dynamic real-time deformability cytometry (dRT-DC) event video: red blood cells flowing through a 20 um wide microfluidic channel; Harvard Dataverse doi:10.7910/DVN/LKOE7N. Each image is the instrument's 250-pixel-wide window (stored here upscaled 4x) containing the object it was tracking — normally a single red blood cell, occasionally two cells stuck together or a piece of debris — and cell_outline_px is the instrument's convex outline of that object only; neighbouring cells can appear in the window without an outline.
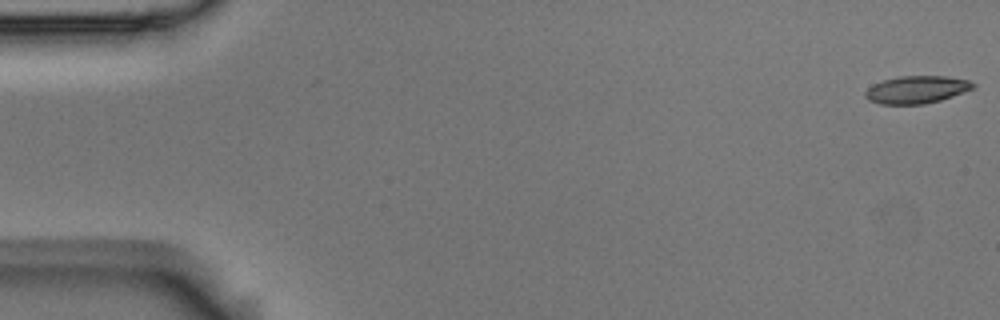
{"species": "Egyptian fruit bat (a non-hibernating species)", "species_latin": "Rousettus aegyptiacus", "temperature_condition": "room temperature", "stored_images_in_passage": 6, "camera_frame_rate_fps": 3000, "um_per_image_px": 0.085, "animal": {"sex": "male"}, "frame": {"image": 1, "passage_image": 1, "time_ms": 0.0, "image_size_px": [1000, 320], "cell_outline_px": [[976, 88], [940, 100], [924, 104], [880, 104], [868, 100], [864, 96], [864, 92], [872, 84], [884, 80], [900, 76], [948, 76], [968, 80], [976, 84]], "centroid_in_image_um": [77.91, 7.61], "position_along_channel_um": 7.1, "area_um2": 17.4}}
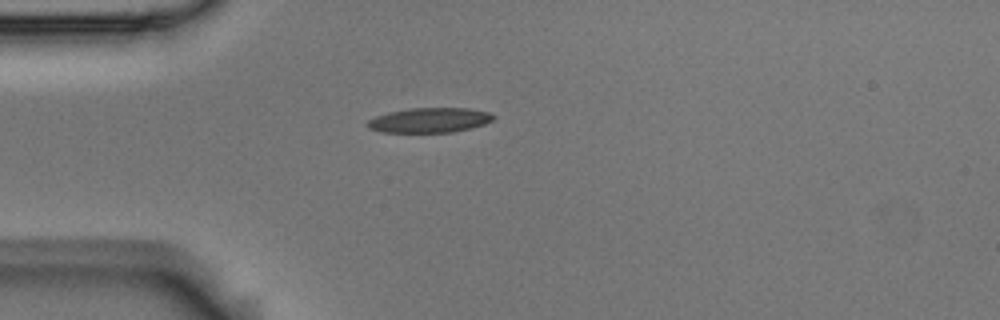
{"frame": {"image": 2, "passage_image": 5, "time_ms": 1.333, "image_size_px": [1000, 320], "cell_outline_px": [[496, 116], [492, 120], [484, 124], [452, 132], [380, 132], [368, 128], [364, 124], [368, 120], [376, 116], [388, 112], [412, 108], [468, 108], [488, 112]], "centroid_in_image_um": [36.46, 10.21], "position_along_channel_um": 48.5, "area_um2": 18.15}}